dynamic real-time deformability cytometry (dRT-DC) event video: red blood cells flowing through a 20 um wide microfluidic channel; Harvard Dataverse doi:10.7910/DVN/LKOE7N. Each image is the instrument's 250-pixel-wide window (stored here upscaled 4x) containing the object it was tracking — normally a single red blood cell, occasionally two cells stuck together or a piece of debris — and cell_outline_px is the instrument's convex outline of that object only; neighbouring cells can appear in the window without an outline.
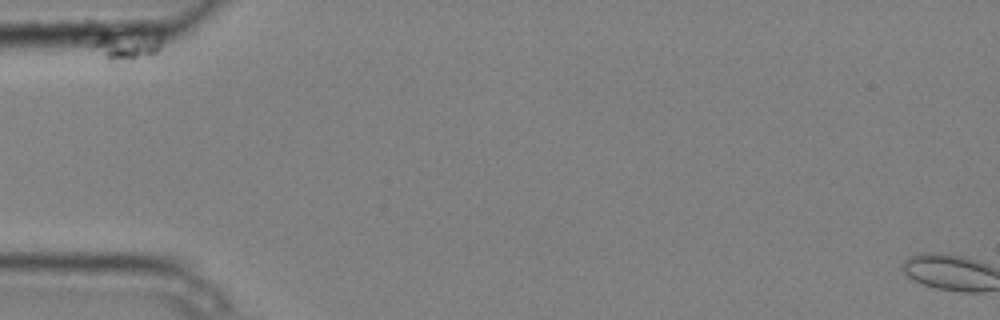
{"species": "common noctule bat (a hibernating species)", "species_latin": "Nyctalus noctula", "temperature_condition": "cold", "stored_images_in_passage": 7, "segment_of_instrument_passage": [1, 2], "camera_frame_rate_fps": 3000, "um_per_image_px": 0.085, "animal": {"sex": "male", "body_mass_g": 20.4}, "frame": {"image": 1, "passage_image": 1, "time_ms": 0.0, "image_size_px": [1000, 320], "cell_outline_px": [[160, 48], [152, 56], [132, 60], [108, 60], [92, 48], [92, 44], [104, 32], [160, 36]], "centroid_in_image_um": [10.74, 3.91], "position_along_channel_um": 74.3, "area_um2": 10.98}}
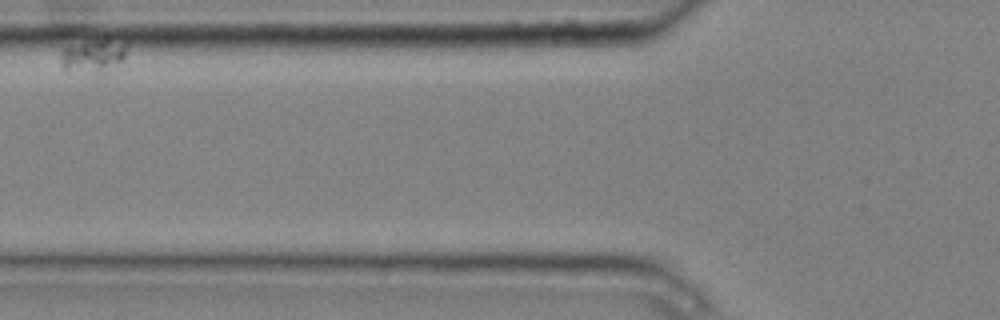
{"frame": {"image": 2, "passage_image": 3, "time_ms": 0.667, "image_size_px": [1000, 320], "cell_outline_px": [[128, 44], [124, 56], [120, 60], [104, 64], [68, 68], [64, 68], [60, 64], [60, 52], [64, 48], [108, 36], [128, 40]], "centroid_in_image_um": [7.98, 4.47], "position_along_channel_um": 117.8, "area_um2": 11.04}}
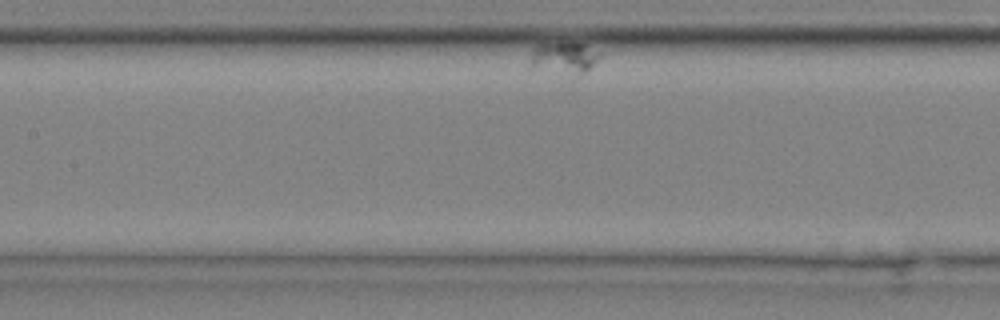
{"frame": {"image": 3, "passage_image": 5, "time_ms": 1.333, "image_size_px": [1000, 320], "cell_outline_px": [[600, 56], [584, 72], [528, 64], [532, 52], [540, 44], [560, 40], [584, 44]], "centroid_in_image_um": [47.92, 4.75], "position_along_channel_um": 159.5, "area_um2": 11.33}}